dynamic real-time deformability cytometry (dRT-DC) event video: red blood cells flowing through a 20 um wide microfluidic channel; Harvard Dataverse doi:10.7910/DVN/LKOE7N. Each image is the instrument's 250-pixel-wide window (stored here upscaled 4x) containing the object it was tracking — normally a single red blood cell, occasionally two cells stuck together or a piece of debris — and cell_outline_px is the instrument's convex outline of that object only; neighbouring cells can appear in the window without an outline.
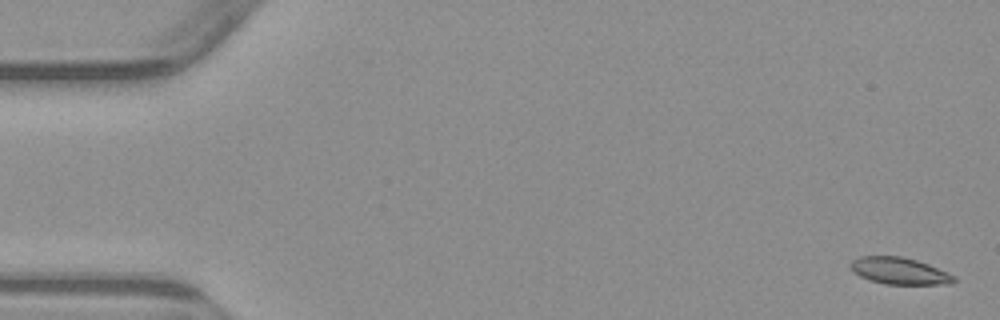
{"species": "common noctule bat (a hibernating species)", "species_latin": "Nyctalus noctula", "temperature_condition": "warm", "stored_images_in_passage": 4, "camera_frame_rate_fps": 3000, "um_per_image_px": 0.085, "animal": {"sex": "male", "body_mass_g": 23.1, "forearm_length_mm": 52.7}, "frame": {"image": 1, "passage_image": 1, "time_ms": 0.0, "image_size_px": [1000, 320], "cell_outline_px": [[956, 280], [952, 284], [884, 284], [868, 280], [852, 272], [848, 264], [852, 260], [860, 256], [904, 256], [928, 264], [948, 272], [956, 276]], "centroid_in_image_um": [76.43, 23.03], "position_along_channel_um": 8.6, "area_um2": 16.42}}